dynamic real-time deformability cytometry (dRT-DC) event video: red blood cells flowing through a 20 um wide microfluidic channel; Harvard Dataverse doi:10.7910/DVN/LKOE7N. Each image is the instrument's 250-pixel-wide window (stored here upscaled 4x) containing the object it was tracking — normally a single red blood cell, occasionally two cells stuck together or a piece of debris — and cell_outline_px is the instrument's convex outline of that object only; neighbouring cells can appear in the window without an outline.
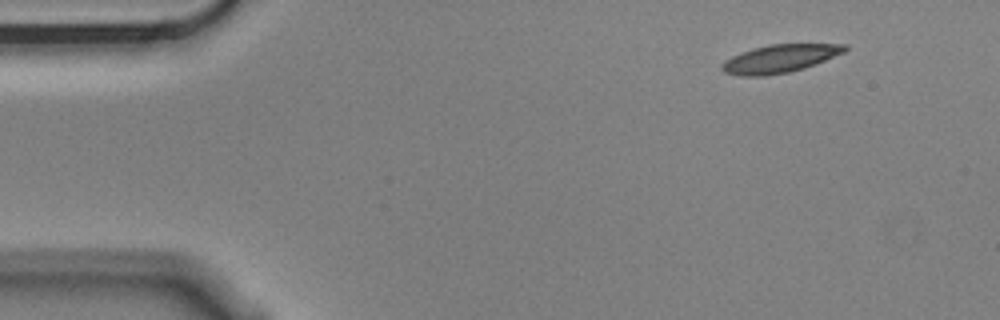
{"species": "Egyptian fruit bat (a non-hibernating species)", "species_latin": "Rousettus aegyptiacus", "temperature_condition": "cold", "stored_images_in_passage": 2, "camera_frame_rate_fps": 3000, "um_per_image_px": 0.085, "animal": {"sex": "male"}, "frame": {"image": 1, "passage_image": 1, "time_ms": 0.0, "image_size_px": [1000, 320], "cell_outline_px": [[848, 48], [844, 52], [804, 68], [788, 72], [764, 76], [740, 76], [724, 72], [720, 68], [720, 64], [724, 60], [740, 52], [752, 48], [768, 44], [848, 44]], "centroid_in_image_um": [66.22, 4.98], "position_along_channel_um": 18.8, "area_um2": 20.11}}